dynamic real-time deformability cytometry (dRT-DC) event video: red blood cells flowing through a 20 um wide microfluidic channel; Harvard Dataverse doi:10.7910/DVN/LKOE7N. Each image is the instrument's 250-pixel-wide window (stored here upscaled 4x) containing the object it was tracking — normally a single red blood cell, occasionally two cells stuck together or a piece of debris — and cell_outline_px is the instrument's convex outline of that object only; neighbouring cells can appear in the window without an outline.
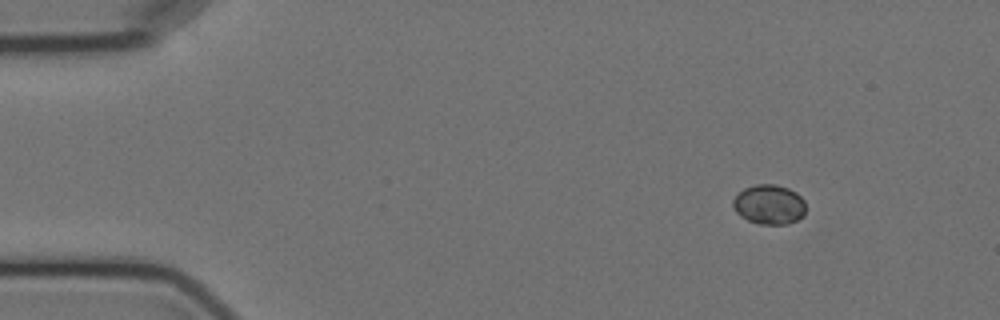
{"species": "Egyptian fruit bat (a non-hibernating species)", "species_latin": "Rousettus aegyptiacus", "temperature_condition": "cold", "stored_images_in_passage": 5, "camera_frame_rate_fps": 3000, "um_per_image_px": 0.085, "animal": {"sex": "female"}, "frame": {"image": 1, "passage_image": 1, "time_ms": 0.0, "image_size_px": [1000, 320], "cell_outline_px": [[804, 216], [788, 224], [760, 224], [748, 220], [740, 216], [736, 212], [732, 204], [732, 200], [744, 188], [756, 184], [776, 184], [788, 188], [796, 192], [804, 200]], "centroid_in_image_um": [65.37, 17.38], "position_along_channel_um": 19.6, "area_um2": 16.82}}
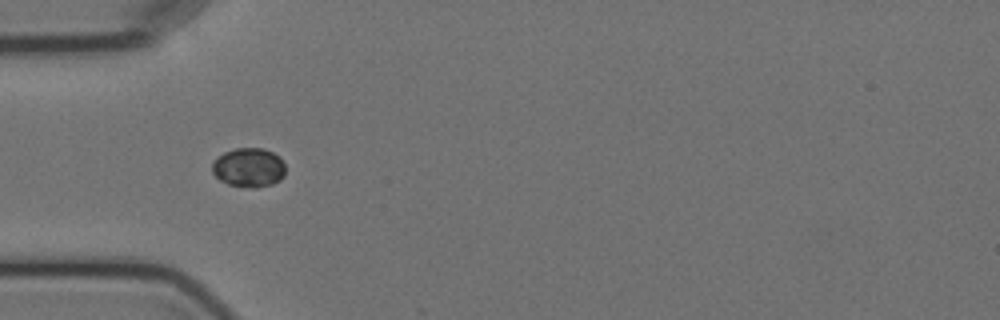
{"frame": {"image": 2, "passage_image": 4, "time_ms": 3.667, "image_size_px": [1000, 320], "cell_outline_px": [[284, 176], [280, 180], [272, 184], [252, 188], [228, 184], [220, 180], [212, 172], [212, 164], [224, 152], [236, 148], [264, 148], [280, 156], [284, 164]], "centroid_in_image_um": [21.17, 14.23], "position_along_channel_um": 63.8, "area_um2": 16.65}}
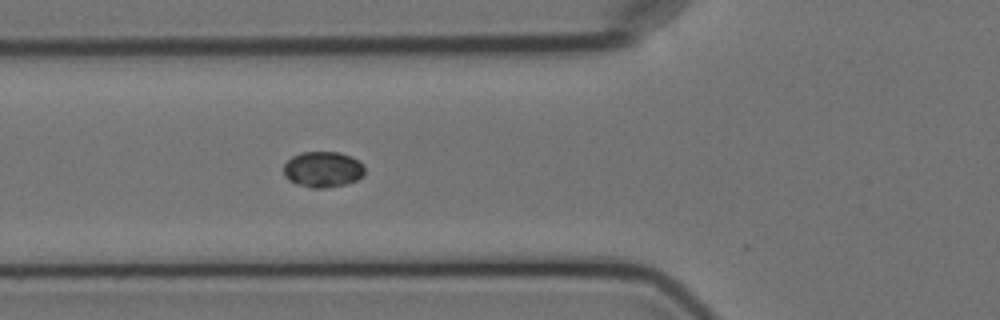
{"frame": {"image": 3, "passage_image": 5, "time_ms": 4.667, "image_size_px": [1000, 320], "cell_outline_px": [[364, 176], [356, 180], [344, 184], [324, 188], [312, 188], [296, 184], [288, 180], [284, 176], [284, 164], [292, 156], [300, 152], [340, 152], [352, 156], [364, 164]], "centroid_in_image_um": [27.44, 14.39], "position_along_channel_um": 98.4, "area_um2": 17.11}}